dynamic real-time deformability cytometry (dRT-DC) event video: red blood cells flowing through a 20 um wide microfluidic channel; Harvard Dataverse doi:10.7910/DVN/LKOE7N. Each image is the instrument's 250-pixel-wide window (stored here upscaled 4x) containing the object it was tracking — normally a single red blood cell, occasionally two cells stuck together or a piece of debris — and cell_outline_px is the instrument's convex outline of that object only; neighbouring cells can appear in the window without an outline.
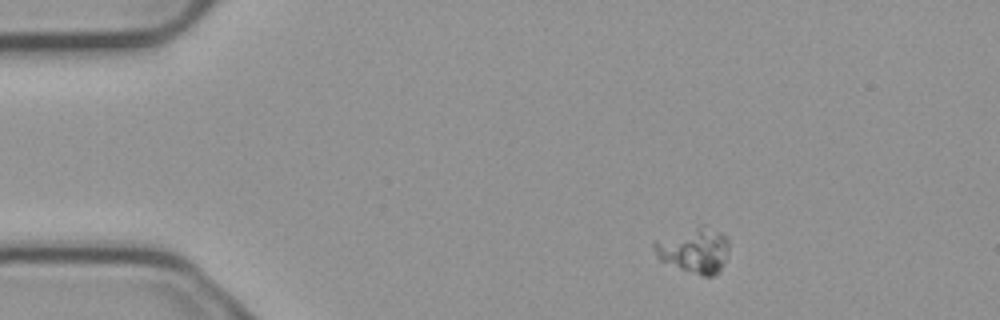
{"species": "common noctule bat (a hibernating species)", "species_latin": "Nyctalus noctula", "temperature_condition": "cold", "stored_images_in_passage": 4, "camera_frame_rate_fps": 3000, "um_per_image_px": 0.085, "animal": {"sex": "male", "body_mass_g": 23.1, "forearm_length_mm": 52.7}, "frame": {"image": 1, "passage_image": 1, "time_ms": 0.0, "image_size_px": [1000, 320], "cell_outline_px": [[728, 256], [720, 272], [712, 276], [704, 276], [680, 268], [660, 260], [656, 256], [652, 248], [652, 240], [700, 232], [716, 232], [724, 236], [728, 240]], "centroid_in_image_um": [58.99, 21.43], "position_along_channel_um": 26.0, "area_um2": 18.03}}